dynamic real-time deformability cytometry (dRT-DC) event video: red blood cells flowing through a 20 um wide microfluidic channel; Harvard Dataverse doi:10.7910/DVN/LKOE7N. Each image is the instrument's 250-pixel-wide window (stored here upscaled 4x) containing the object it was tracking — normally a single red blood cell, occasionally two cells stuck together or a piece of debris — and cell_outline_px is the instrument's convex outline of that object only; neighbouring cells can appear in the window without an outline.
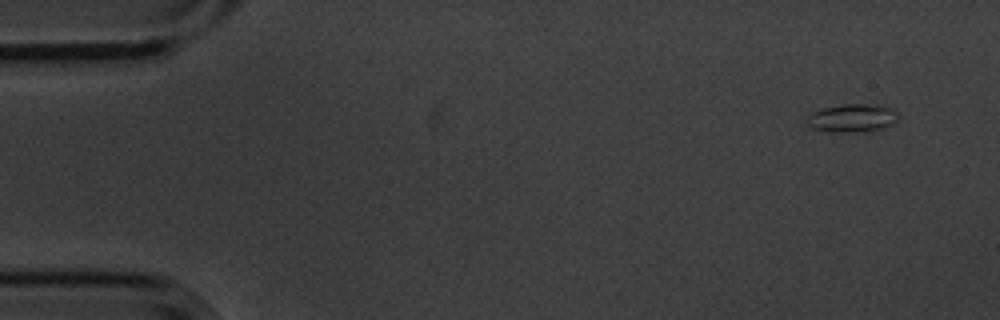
{"species": "common noctule bat (a hibernating species)", "species_latin": "Nyctalus noctula", "temperature_condition": "cold", "stored_images_in_passage": 5, "camera_frame_rate_fps": 3000, "um_per_image_px": 0.085, "animal": {"sex": "male", "body_mass_g": 20.1, "forearm_length_mm": 53.5}, "frame": {"image": 1, "passage_image": 1, "time_ms": 0.0, "image_size_px": [1000, 320], "cell_outline_px": [[896, 120], [892, 124], [884, 128], [864, 132], [828, 132], [812, 128], [804, 124], [804, 120], [812, 112], [820, 108], [844, 104], [864, 104], [888, 108], [896, 112]], "centroid_in_image_um": [72.32, 10.06], "position_along_channel_um": 12.7, "area_um2": 15.03}}
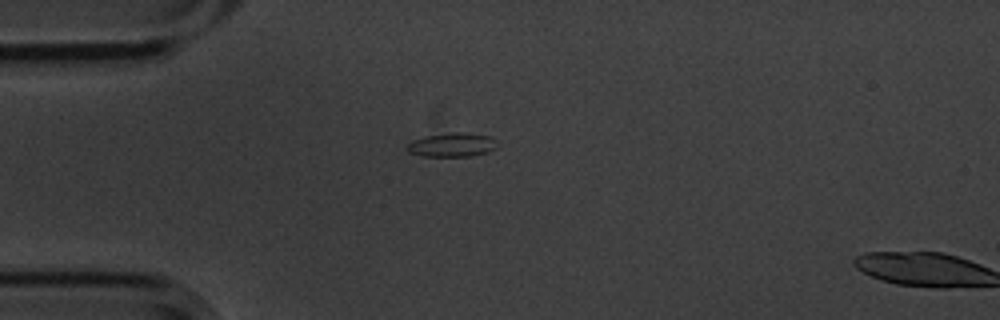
{"frame": {"image": 2, "passage_image": 4, "time_ms": 1.0, "image_size_px": [1000, 320], "cell_outline_px": [[500, 144], [496, 148], [488, 152], [468, 156], [424, 156], [408, 152], [404, 148], [412, 140], [424, 136], [452, 132], [464, 132], [492, 136]], "centroid_in_image_um": [38.45, 12.3], "position_along_channel_um": 46.6, "area_um2": 12.83}}